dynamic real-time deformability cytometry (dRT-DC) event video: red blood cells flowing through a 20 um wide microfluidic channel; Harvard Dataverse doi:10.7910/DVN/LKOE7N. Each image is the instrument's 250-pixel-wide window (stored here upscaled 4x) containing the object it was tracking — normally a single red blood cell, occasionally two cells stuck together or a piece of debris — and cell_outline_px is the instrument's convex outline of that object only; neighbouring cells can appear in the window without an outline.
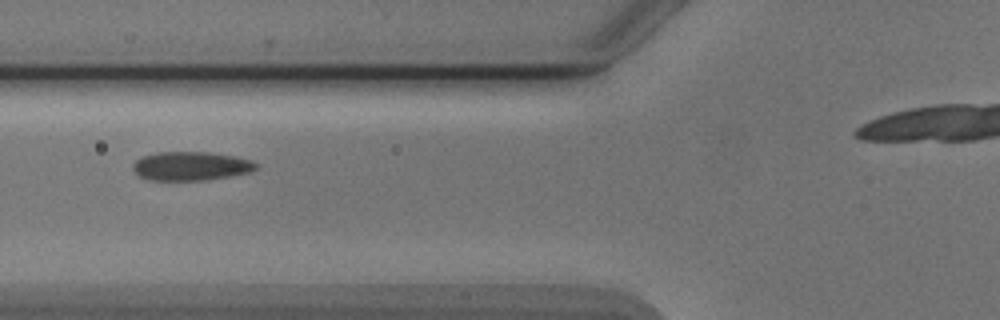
{"species": "Egyptian fruit bat (a non-hibernating species)", "species_latin": "Rousettus aegyptiacus", "temperature_condition": "cold", "stored_images_in_passage": 6, "camera_frame_rate_fps": 3000, "um_per_image_px": 0.085, "animal": {"sex": "male"}, "frame": {"image": 1, "passage_image": 2, "time_ms": 1.333, "image_size_px": [1000, 320], "cell_outline_px": [[256, 168], [252, 172], [232, 176], [208, 180], [148, 180], [140, 176], [132, 168], [132, 164], [140, 156], [156, 152], [208, 152], [232, 156], [252, 160], [256, 164]], "centroid_in_image_um": [16.21, 14.12], "position_along_channel_um": 109.6, "area_um2": 20.81}}
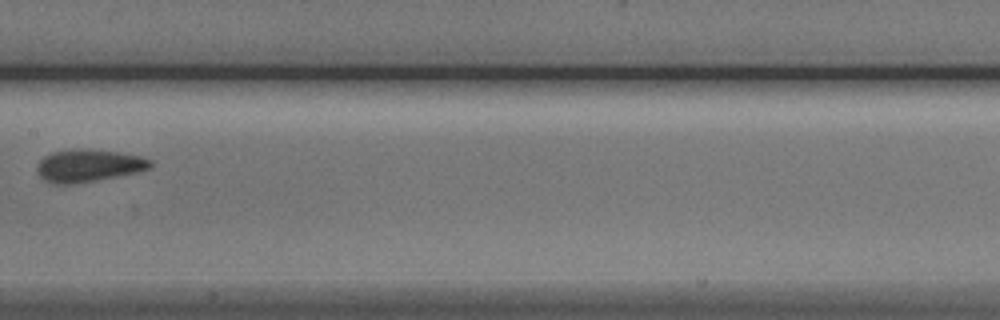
{"frame": {"image": 2, "passage_image": 4, "time_ms": 3.667, "image_size_px": [1000, 320], "cell_outline_px": [[152, 164], [148, 168], [136, 172], [116, 176], [68, 184], [52, 184], [44, 180], [40, 176], [36, 168], [36, 164], [44, 156], [52, 152], [72, 148], [88, 148], [116, 152], [140, 156], [152, 160]], "centroid_in_image_um": [7.46, 14.05], "position_along_channel_um": 199.9, "area_um2": 21.33}}
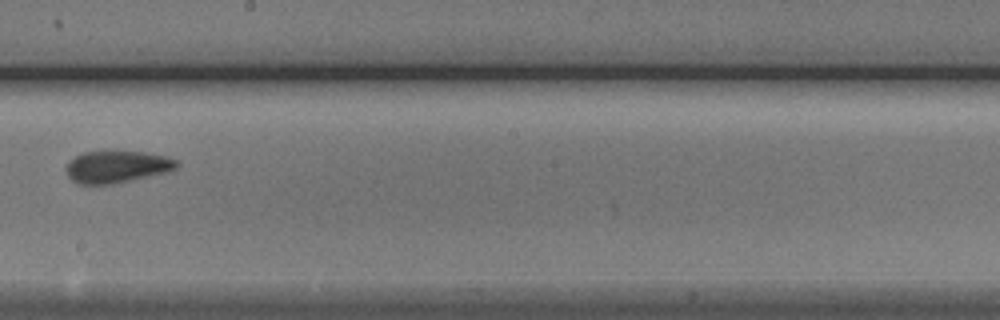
{"frame": {"image": 3, "passage_image": 5, "time_ms": 4.667, "image_size_px": [1000, 320], "cell_outline_px": [[180, 164], [176, 168], [168, 172], [112, 184], [76, 184], [68, 176], [64, 168], [76, 156], [84, 152], [144, 152], [168, 156], [180, 160]], "centroid_in_image_um": [9.98, 14.18], "position_along_channel_um": 238.2, "area_um2": 20.63}}